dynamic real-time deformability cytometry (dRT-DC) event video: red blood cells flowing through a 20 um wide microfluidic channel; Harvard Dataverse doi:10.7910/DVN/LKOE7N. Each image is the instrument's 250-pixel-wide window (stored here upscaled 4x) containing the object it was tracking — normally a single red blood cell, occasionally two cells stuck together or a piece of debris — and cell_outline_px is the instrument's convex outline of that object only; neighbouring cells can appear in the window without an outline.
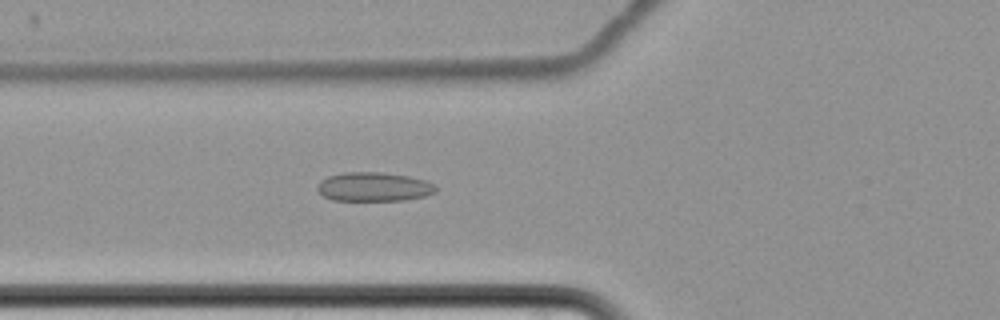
{"species": "common noctule bat (a hibernating species)", "species_latin": "Nyctalus noctula", "temperature_condition": "cold", "stored_images_in_passage": 7, "camera_frame_rate_fps": 3000, "um_per_image_px": 0.085, "animal": {"sex": "female", "body_mass_g": 22.7, "forearm_length_mm": 54.2}, "frame": {"image": 1, "passage_image": 7, "time_ms": 8.333, "image_size_px": [1000, 320], "cell_outline_px": [[436, 192], [424, 196], [404, 200], [332, 200], [324, 196], [316, 188], [320, 180], [328, 176], [344, 172], [380, 172], [408, 176], [424, 180], [436, 184]], "centroid_in_image_um": [31.77, 15.87], "position_along_channel_um": 94.0, "area_um2": 20.0}}